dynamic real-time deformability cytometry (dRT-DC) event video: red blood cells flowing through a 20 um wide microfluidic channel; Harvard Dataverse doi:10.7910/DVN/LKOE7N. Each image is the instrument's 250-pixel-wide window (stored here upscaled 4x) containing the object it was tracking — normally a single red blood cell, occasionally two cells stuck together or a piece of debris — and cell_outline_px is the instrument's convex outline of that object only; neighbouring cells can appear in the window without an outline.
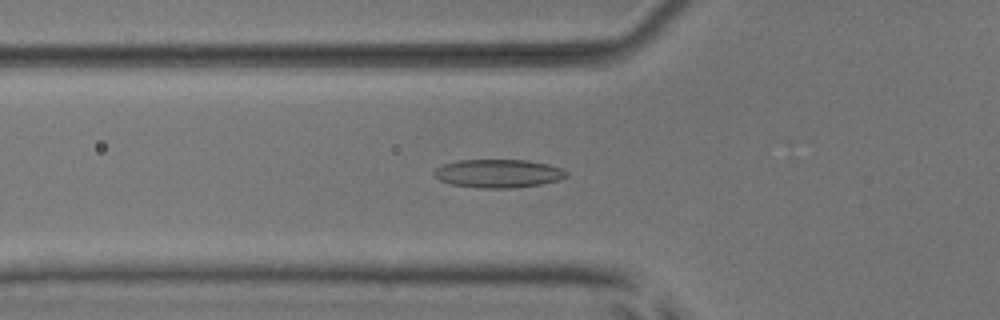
{"species": "common noctule bat (a hibernating species)", "species_latin": "Nyctalus noctula", "temperature_condition": "room temperature", "stored_images_in_passage": 53, "camera_frame_rate_fps": 3000, "um_per_image_px": 0.085, "animal": {"sex": "male", "body_mass_g": 17.9, "forearm_length_mm": 54.2}, "frame": {"image": 1, "passage_image": 19, "time_ms": 6.0, "image_size_px": [1000, 320], "cell_outline_px": [[568, 176], [560, 180], [540, 184], [512, 188], [480, 188], [452, 184], [440, 180], [432, 172], [436, 168], [444, 164], [460, 160], [524, 160], [548, 164], [564, 168], [568, 172]], "centroid_in_image_um": [42.4, 14.74], "position_along_channel_um": 83.4, "area_um2": 21.85}}
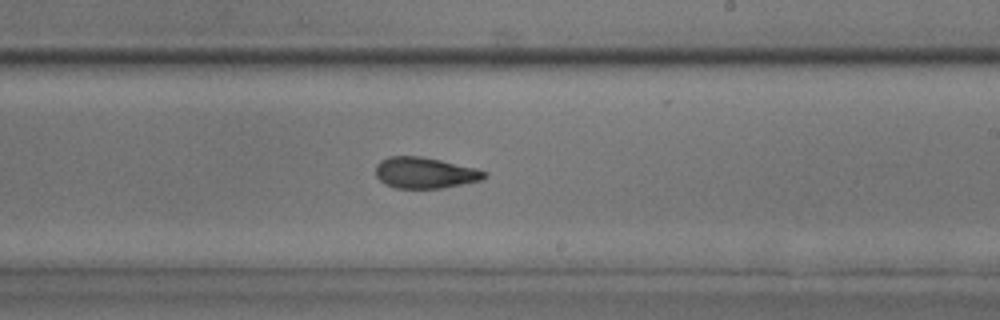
{"frame": {"image": 2, "passage_image": 32, "time_ms": 10.333, "image_size_px": [1000, 320], "cell_outline_px": [[488, 176], [480, 180], [440, 188], [396, 188], [384, 184], [376, 176], [376, 164], [380, 160], [388, 156], [420, 156], [440, 160], [476, 168], [488, 172]], "centroid_in_image_um": [36.09, 14.68], "position_along_channel_um": 252.9, "area_um2": 19.65}}
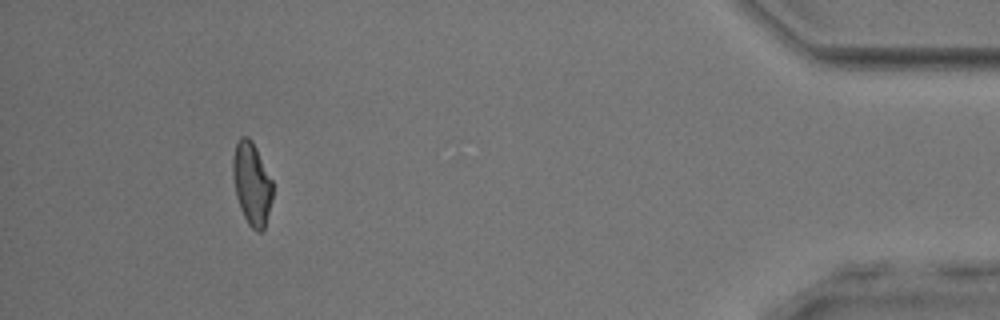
{"frame": {"image": 3, "passage_image": 49, "time_ms": 16.0, "image_size_px": [1000, 320], "cell_outline_px": [[272, 200], [264, 228], [260, 232], [256, 232], [248, 224], [240, 208], [236, 196], [232, 176], [232, 156], [236, 144], [240, 136], [248, 136], [252, 140], [272, 180]], "centroid_in_image_um": [21.38, 15.6], "position_along_channel_um": 413.8, "area_um2": 19.25}, "authors_computed_cell_mechanics": {"area_um2": 20.0566, "velocity_mm_per_s": 3.9178, "shape_relaxation_time_tau1_ms": 4.7458, "shape_relaxation_time_tau2_ms": 3.0241, "deformation_change_tau1": 0.1402, "deformation_change_tau2": 0.1069}}